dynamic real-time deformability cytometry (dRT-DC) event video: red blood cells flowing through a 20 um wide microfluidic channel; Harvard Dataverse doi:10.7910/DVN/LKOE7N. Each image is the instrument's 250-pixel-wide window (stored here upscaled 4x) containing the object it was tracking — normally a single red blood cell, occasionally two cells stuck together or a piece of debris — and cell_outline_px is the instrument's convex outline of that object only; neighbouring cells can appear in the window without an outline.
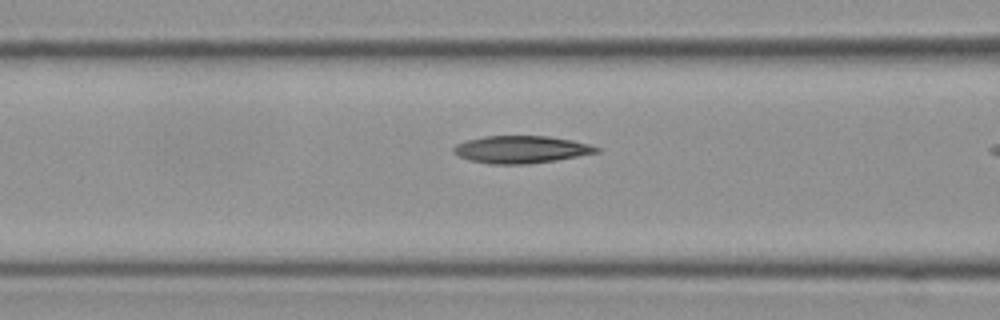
{"species": "Egyptian fruit bat (a non-hibernating species)", "species_latin": "Rousettus aegyptiacus", "temperature_condition": "cold", "stored_images_in_passage": 16, "camera_frame_rate_fps": 3000, "um_per_image_px": 0.085, "frame": {"image": 1, "passage_image": 14, "time_ms": 4.333, "image_size_px": [1000, 320], "cell_outline_px": [[600, 152], [556, 160], [528, 164], [488, 164], [468, 160], [452, 152], [452, 148], [456, 144], [468, 140], [484, 136], [548, 136], [572, 140], [588, 144], [600, 148]], "centroid_in_image_um": [44.28, 12.71], "position_along_channel_um": 122.3, "area_um2": 22.83}}